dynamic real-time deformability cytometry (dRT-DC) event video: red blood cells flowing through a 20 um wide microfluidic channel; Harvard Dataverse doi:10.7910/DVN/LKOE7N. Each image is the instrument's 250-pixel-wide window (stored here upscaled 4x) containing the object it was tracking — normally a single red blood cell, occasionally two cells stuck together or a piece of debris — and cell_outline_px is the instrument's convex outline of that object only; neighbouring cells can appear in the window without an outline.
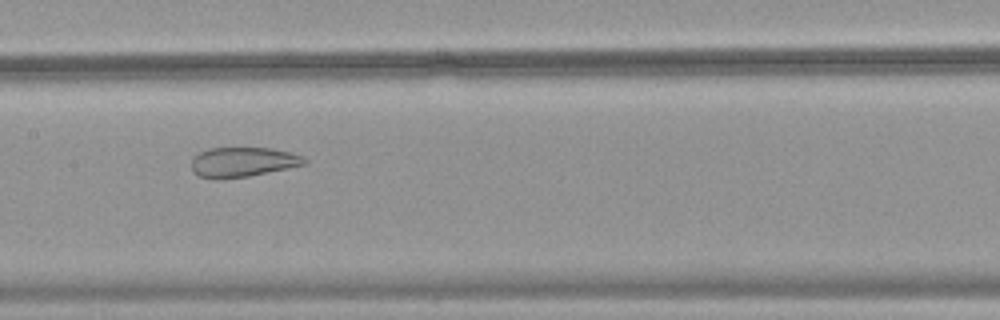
{"species": "common noctule bat (a hibernating species)", "species_latin": "Nyctalus noctula", "temperature_condition": "warm", "stored_images_in_passage": 44, "camera_frame_rate_fps": 3000, "um_per_image_px": 0.085, "animal": {"sex": "female", "body_mass_g": 18.4}, "frame": {"image": 1, "passage_image": 22, "time_ms": 7.0, "image_size_px": [1000, 320], "cell_outline_px": [[308, 164], [248, 176], [216, 180], [196, 176], [192, 172], [192, 156], [208, 148], [272, 148], [292, 152], [304, 156], [308, 160]], "centroid_in_image_um": [20.63, 13.78], "position_along_channel_um": 186.8, "area_um2": 20.0}}
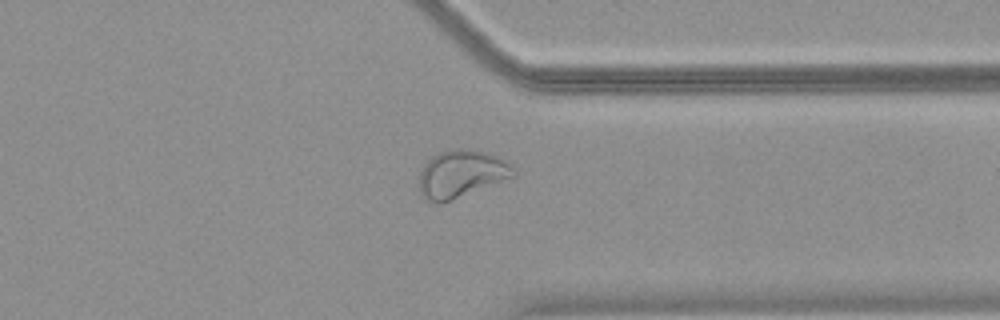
{"frame": {"image": 2, "passage_image": 36, "time_ms": 11.667, "image_size_px": [1000, 320], "cell_outline_px": [[516, 176], [448, 200], [428, 200], [420, 192], [420, 172], [424, 164], [432, 156], [448, 148], [460, 148], [484, 152], [504, 160], [516, 168]], "centroid_in_image_um": [39.23, 14.72], "position_along_channel_um": 372.2, "area_um2": 25.32}}
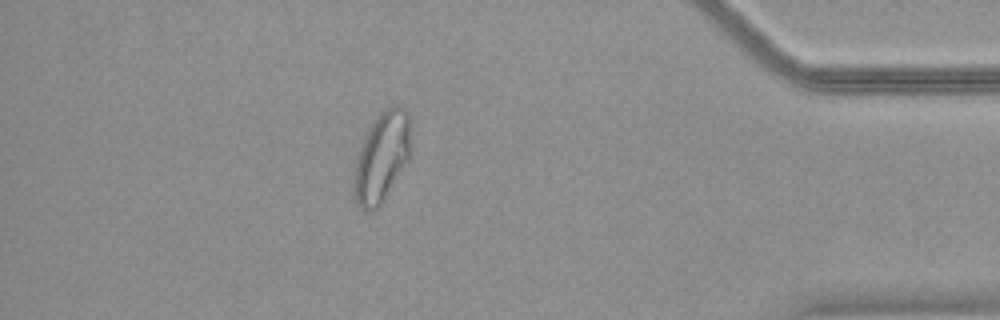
{"frame": {"image": 3, "passage_image": 41, "time_ms": 13.333, "image_size_px": [1000, 320], "cell_outline_px": [[412, 156], [384, 200], [372, 212], [364, 212], [356, 204], [352, 196], [352, 180], [356, 160], [364, 136], [368, 128], [376, 116], [380, 112], [396, 104], [404, 108], [408, 112], [412, 144]], "centroid_in_image_um": [32.45, 13.39], "position_along_channel_um": 402.7, "area_um2": 30.81}}